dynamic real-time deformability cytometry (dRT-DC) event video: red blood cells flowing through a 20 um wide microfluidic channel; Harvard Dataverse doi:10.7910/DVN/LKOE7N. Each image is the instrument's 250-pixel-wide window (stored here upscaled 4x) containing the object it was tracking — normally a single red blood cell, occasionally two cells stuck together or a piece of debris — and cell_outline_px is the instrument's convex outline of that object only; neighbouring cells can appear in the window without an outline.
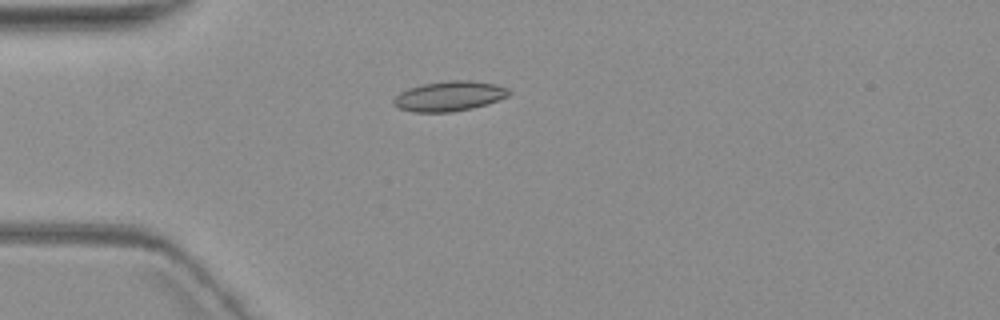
{"species": "common noctule bat (a hibernating species)", "species_latin": "Nyctalus noctula", "temperature_condition": "warm", "stored_images_in_passage": 1, "camera_frame_rate_fps": 3000, "um_per_image_px": 0.085, "animal": {"sex": "female", "body_mass_g": 19.3, "forearm_length_mm": 54.1}, "frame": {"image": 1, "passage_image": 1, "time_ms": 0.0, "image_size_px": [1000, 320], "cell_outline_px": [[512, 92], [508, 96], [488, 104], [472, 108], [452, 112], [412, 112], [400, 108], [392, 104], [392, 100], [400, 92], [408, 88], [420, 84], [448, 80], [472, 80], [496, 84], [508, 88]], "centroid_in_image_um": [38.19, 8.16], "position_along_channel_um": 46.8, "area_um2": 20.4}}